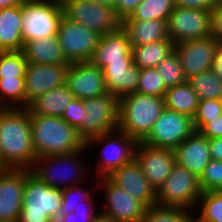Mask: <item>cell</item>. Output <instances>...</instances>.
Returning a JSON list of instances; mask_svg holds the SVG:
<instances>
[{
	"mask_svg": "<svg viewBox=\"0 0 222 222\" xmlns=\"http://www.w3.org/2000/svg\"><path fill=\"white\" fill-rule=\"evenodd\" d=\"M83 188L84 187H81L78 184L69 188L62 189V205L60 214L71 213L74 211V208H78L79 206H85L86 201H92V191ZM78 195H81V197H79Z\"/></svg>",
	"mask_w": 222,
	"mask_h": 222,
	"instance_id": "obj_38",
	"label": "cell"
},
{
	"mask_svg": "<svg viewBox=\"0 0 222 222\" xmlns=\"http://www.w3.org/2000/svg\"><path fill=\"white\" fill-rule=\"evenodd\" d=\"M174 8V0H142L131 15L124 20L168 21Z\"/></svg>",
	"mask_w": 222,
	"mask_h": 222,
	"instance_id": "obj_31",
	"label": "cell"
},
{
	"mask_svg": "<svg viewBox=\"0 0 222 222\" xmlns=\"http://www.w3.org/2000/svg\"><path fill=\"white\" fill-rule=\"evenodd\" d=\"M174 5L180 8L211 11L215 7L216 2L214 0H174Z\"/></svg>",
	"mask_w": 222,
	"mask_h": 222,
	"instance_id": "obj_45",
	"label": "cell"
},
{
	"mask_svg": "<svg viewBox=\"0 0 222 222\" xmlns=\"http://www.w3.org/2000/svg\"><path fill=\"white\" fill-rule=\"evenodd\" d=\"M84 101L82 99L74 97L73 100L66 106L65 112L61 118L69 125L76 128L78 134L82 138V120L86 113L84 112Z\"/></svg>",
	"mask_w": 222,
	"mask_h": 222,
	"instance_id": "obj_41",
	"label": "cell"
},
{
	"mask_svg": "<svg viewBox=\"0 0 222 222\" xmlns=\"http://www.w3.org/2000/svg\"><path fill=\"white\" fill-rule=\"evenodd\" d=\"M199 181L203 192L222 191V161L211 159Z\"/></svg>",
	"mask_w": 222,
	"mask_h": 222,
	"instance_id": "obj_40",
	"label": "cell"
},
{
	"mask_svg": "<svg viewBox=\"0 0 222 222\" xmlns=\"http://www.w3.org/2000/svg\"><path fill=\"white\" fill-rule=\"evenodd\" d=\"M94 1L115 8L117 0H94Z\"/></svg>",
	"mask_w": 222,
	"mask_h": 222,
	"instance_id": "obj_51",
	"label": "cell"
},
{
	"mask_svg": "<svg viewBox=\"0 0 222 222\" xmlns=\"http://www.w3.org/2000/svg\"><path fill=\"white\" fill-rule=\"evenodd\" d=\"M30 127L37 158L68 154L86 146L77 129L61 117L30 114Z\"/></svg>",
	"mask_w": 222,
	"mask_h": 222,
	"instance_id": "obj_2",
	"label": "cell"
},
{
	"mask_svg": "<svg viewBox=\"0 0 222 222\" xmlns=\"http://www.w3.org/2000/svg\"><path fill=\"white\" fill-rule=\"evenodd\" d=\"M167 88L174 87L187 81L177 53L173 51L156 67Z\"/></svg>",
	"mask_w": 222,
	"mask_h": 222,
	"instance_id": "obj_36",
	"label": "cell"
},
{
	"mask_svg": "<svg viewBox=\"0 0 222 222\" xmlns=\"http://www.w3.org/2000/svg\"><path fill=\"white\" fill-rule=\"evenodd\" d=\"M165 109L164 97L137 92L119 99L118 129L142 142Z\"/></svg>",
	"mask_w": 222,
	"mask_h": 222,
	"instance_id": "obj_3",
	"label": "cell"
},
{
	"mask_svg": "<svg viewBox=\"0 0 222 222\" xmlns=\"http://www.w3.org/2000/svg\"><path fill=\"white\" fill-rule=\"evenodd\" d=\"M93 222H116L112 217H109L108 215L98 212V214L95 216V219Z\"/></svg>",
	"mask_w": 222,
	"mask_h": 222,
	"instance_id": "obj_50",
	"label": "cell"
},
{
	"mask_svg": "<svg viewBox=\"0 0 222 222\" xmlns=\"http://www.w3.org/2000/svg\"><path fill=\"white\" fill-rule=\"evenodd\" d=\"M24 0H0V10L4 8H10L14 6H19Z\"/></svg>",
	"mask_w": 222,
	"mask_h": 222,
	"instance_id": "obj_49",
	"label": "cell"
},
{
	"mask_svg": "<svg viewBox=\"0 0 222 222\" xmlns=\"http://www.w3.org/2000/svg\"><path fill=\"white\" fill-rule=\"evenodd\" d=\"M101 185L105 193L104 209L100 212L112 217L116 222H136L142 220L147 207L112 183L107 177L99 179L98 187ZM106 208V209H105Z\"/></svg>",
	"mask_w": 222,
	"mask_h": 222,
	"instance_id": "obj_14",
	"label": "cell"
},
{
	"mask_svg": "<svg viewBox=\"0 0 222 222\" xmlns=\"http://www.w3.org/2000/svg\"><path fill=\"white\" fill-rule=\"evenodd\" d=\"M174 42L169 38L149 44L132 47L133 64L139 69L155 68L174 51Z\"/></svg>",
	"mask_w": 222,
	"mask_h": 222,
	"instance_id": "obj_28",
	"label": "cell"
},
{
	"mask_svg": "<svg viewBox=\"0 0 222 222\" xmlns=\"http://www.w3.org/2000/svg\"><path fill=\"white\" fill-rule=\"evenodd\" d=\"M175 162L200 177L211 161L209 139L194 131L174 149Z\"/></svg>",
	"mask_w": 222,
	"mask_h": 222,
	"instance_id": "obj_22",
	"label": "cell"
},
{
	"mask_svg": "<svg viewBox=\"0 0 222 222\" xmlns=\"http://www.w3.org/2000/svg\"><path fill=\"white\" fill-rule=\"evenodd\" d=\"M122 28L128 33L132 47L169 39L167 21L123 20Z\"/></svg>",
	"mask_w": 222,
	"mask_h": 222,
	"instance_id": "obj_25",
	"label": "cell"
},
{
	"mask_svg": "<svg viewBox=\"0 0 222 222\" xmlns=\"http://www.w3.org/2000/svg\"><path fill=\"white\" fill-rule=\"evenodd\" d=\"M211 36L222 44V7L218 3L211 10Z\"/></svg>",
	"mask_w": 222,
	"mask_h": 222,
	"instance_id": "obj_43",
	"label": "cell"
},
{
	"mask_svg": "<svg viewBox=\"0 0 222 222\" xmlns=\"http://www.w3.org/2000/svg\"><path fill=\"white\" fill-rule=\"evenodd\" d=\"M203 193L199 177L177 163L156 191L157 205L184 207L194 211Z\"/></svg>",
	"mask_w": 222,
	"mask_h": 222,
	"instance_id": "obj_7",
	"label": "cell"
},
{
	"mask_svg": "<svg viewBox=\"0 0 222 222\" xmlns=\"http://www.w3.org/2000/svg\"><path fill=\"white\" fill-rule=\"evenodd\" d=\"M142 0H117L115 11L118 17L123 21L129 17L134 9L139 5Z\"/></svg>",
	"mask_w": 222,
	"mask_h": 222,
	"instance_id": "obj_46",
	"label": "cell"
},
{
	"mask_svg": "<svg viewBox=\"0 0 222 222\" xmlns=\"http://www.w3.org/2000/svg\"><path fill=\"white\" fill-rule=\"evenodd\" d=\"M217 3L222 7V0H219Z\"/></svg>",
	"mask_w": 222,
	"mask_h": 222,
	"instance_id": "obj_53",
	"label": "cell"
},
{
	"mask_svg": "<svg viewBox=\"0 0 222 222\" xmlns=\"http://www.w3.org/2000/svg\"><path fill=\"white\" fill-rule=\"evenodd\" d=\"M27 65L22 51L0 52V78L25 77Z\"/></svg>",
	"mask_w": 222,
	"mask_h": 222,
	"instance_id": "obj_35",
	"label": "cell"
},
{
	"mask_svg": "<svg viewBox=\"0 0 222 222\" xmlns=\"http://www.w3.org/2000/svg\"><path fill=\"white\" fill-rule=\"evenodd\" d=\"M107 178L147 208L157 205L156 190L145 177L136 158L114 170Z\"/></svg>",
	"mask_w": 222,
	"mask_h": 222,
	"instance_id": "obj_18",
	"label": "cell"
},
{
	"mask_svg": "<svg viewBox=\"0 0 222 222\" xmlns=\"http://www.w3.org/2000/svg\"><path fill=\"white\" fill-rule=\"evenodd\" d=\"M61 205L62 190L48 186L25 169L23 205L17 222H55Z\"/></svg>",
	"mask_w": 222,
	"mask_h": 222,
	"instance_id": "obj_4",
	"label": "cell"
},
{
	"mask_svg": "<svg viewBox=\"0 0 222 222\" xmlns=\"http://www.w3.org/2000/svg\"><path fill=\"white\" fill-rule=\"evenodd\" d=\"M86 150L87 148L85 146L78 151L68 154L36 158L30 171L41 182L54 188L62 190L78 185L80 184L79 181H83V177L85 176V170L83 169L85 168L83 165L84 162H81L79 157L82 153H85L84 151Z\"/></svg>",
	"mask_w": 222,
	"mask_h": 222,
	"instance_id": "obj_5",
	"label": "cell"
},
{
	"mask_svg": "<svg viewBox=\"0 0 222 222\" xmlns=\"http://www.w3.org/2000/svg\"><path fill=\"white\" fill-rule=\"evenodd\" d=\"M97 143L103 146L95 171L100 178L109 176L117 168L132 161L138 144L134 138L119 129L95 136L85 145L88 149Z\"/></svg>",
	"mask_w": 222,
	"mask_h": 222,
	"instance_id": "obj_9",
	"label": "cell"
},
{
	"mask_svg": "<svg viewBox=\"0 0 222 222\" xmlns=\"http://www.w3.org/2000/svg\"><path fill=\"white\" fill-rule=\"evenodd\" d=\"M26 108L25 77L0 78V107Z\"/></svg>",
	"mask_w": 222,
	"mask_h": 222,
	"instance_id": "obj_32",
	"label": "cell"
},
{
	"mask_svg": "<svg viewBox=\"0 0 222 222\" xmlns=\"http://www.w3.org/2000/svg\"><path fill=\"white\" fill-rule=\"evenodd\" d=\"M165 108L185 114L191 118L194 117L199 98L192 87L186 81L166 90Z\"/></svg>",
	"mask_w": 222,
	"mask_h": 222,
	"instance_id": "obj_29",
	"label": "cell"
},
{
	"mask_svg": "<svg viewBox=\"0 0 222 222\" xmlns=\"http://www.w3.org/2000/svg\"><path fill=\"white\" fill-rule=\"evenodd\" d=\"M168 88L156 68H141L137 93L164 97Z\"/></svg>",
	"mask_w": 222,
	"mask_h": 222,
	"instance_id": "obj_37",
	"label": "cell"
},
{
	"mask_svg": "<svg viewBox=\"0 0 222 222\" xmlns=\"http://www.w3.org/2000/svg\"><path fill=\"white\" fill-rule=\"evenodd\" d=\"M65 84L74 97L82 100L108 93L103 71L91 62L70 63Z\"/></svg>",
	"mask_w": 222,
	"mask_h": 222,
	"instance_id": "obj_16",
	"label": "cell"
},
{
	"mask_svg": "<svg viewBox=\"0 0 222 222\" xmlns=\"http://www.w3.org/2000/svg\"><path fill=\"white\" fill-rule=\"evenodd\" d=\"M84 120H82V139L85 143L103 133L118 129L119 99L111 93L84 99Z\"/></svg>",
	"mask_w": 222,
	"mask_h": 222,
	"instance_id": "obj_10",
	"label": "cell"
},
{
	"mask_svg": "<svg viewBox=\"0 0 222 222\" xmlns=\"http://www.w3.org/2000/svg\"><path fill=\"white\" fill-rule=\"evenodd\" d=\"M5 169H7V168L2 164V160L0 158V171H3Z\"/></svg>",
	"mask_w": 222,
	"mask_h": 222,
	"instance_id": "obj_52",
	"label": "cell"
},
{
	"mask_svg": "<svg viewBox=\"0 0 222 222\" xmlns=\"http://www.w3.org/2000/svg\"><path fill=\"white\" fill-rule=\"evenodd\" d=\"M187 82L197 94L199 100H222V80L212 70L191 76L187 79Z\"/></svg>",
	"mask_w": 222,
	"mask_h": 222,
	"instance_id": "obj_30",
	"label": "cell"
},
{
	"mask_svg": "<svg viewBox=\"0 0 222 222\" xmlns=\"http://www.w3.org/2000/svg\"><path fill=\"white\" fill-rule=\"evenodd\" d=\"M73 98L74 95L64 84L36 97L28 104L27 109L29 114L61 117Z\"/></svg>",
	"mask_w": 222,
	"mask_h": 222,
	"instance_id": "obj_27",
	"label": "cell"
},
{
	"mask_svg": "<svg viewBox=\"0 0 222 222\" xmlns=\"http://www.w3.org/2000/svg\"><path fill=\"white\" fill-rule=\"evenodd\" d=\"M0 158L9 169L32 168L37 157L27 108H0Z\"/></svg>",
	"mask_w": 222,
	"mask_h": 222,
	"instance_id": "obj_1",
	"label": "cell"
},
{
	"mask_svg": "<svg viewBox=\"0 0 222 222\" xmlns=\"http://www.w3.org/2000/svg\"><path fill=\"white\" fill-rule=\"evenodd\" d=\"M194 131L191 117L165 108L142 143L174 150Z\"/></svg>",
	"mask_w": 222,
	"mask_h": 222,
	"instance_id": "obj_12",
	"label": "cell"
},
{
	"mask_svg": "<svg viewBox=\"0 0 222 222\" xmlns=\"http://www.w3.org/2000/svg\"><path fill=\"white\" fill-rule=\"evenodd\" d=\"M168 35L174 44L211 36V11L176 7L168 21Z\"/></svg>",
	"mask_w": 222,
	"mask_h": 222,
	"instance_id": "obj_13",
	"label": "cell"
},
{
	"mask_svg": "<svg viewBox=\"0 0 222 222\" xmlns=\"http://www.w3.org/2000/svg\"><path fill=\"white\" fill-rule=\"evenodd\" d=\"M211 159L222 161V137L209 139Z\"/></svg>",
	"mask_w": 222,
	"mask_h": 222,
	"instance_id": "obj_47",
	"label": "cell"
},
{
	"mask_svg": "<svg viewBox=\"0 0 222 222\" xmlns=\"http://www.w3.org/2000/svg\"><path fill=\"white\" fill-rule=\"evenodd\" d=\"M63 16L68 20L85 25L101 36L116 32L122 27V20L115 8L94 0H60Z\"/></svg>",
	"mask_w": 222,
	"mask_h": 222,
	"instance_id": "obj_8",
	"label": "cell"
},
{
	"mask_svg": "<svg viewBox=\"0 0 222 222\" xmlns=\"http://www.w3.org/2000/svg\"><path fill=\"white\" fill-rule=\"evenodd\" d=\"M219 43L212 36L185 40L174 46L184 76L188 79L201 72L211 70L214 52Z\"/></svg>",
	"mask_w": 222,
	"mask_h": 222,
	"instance_id": "obj_15",
	"label": "cell"
},
{
	"mask_svg": "<svg viewBox=\"0 0 222 222\" xmlns=\"http://www.w3.org/2000/svg\"><path fill=\"white\" fill-rule=\"evenodd\" d=\"M211 70L222 80V44L214 52Z\"/></svg>",
	"mask_w": 222,
	"mask_h": 222,
	"instance_id": "obj_48",
	"label": "cell"
},
{
	"mask_svg": "<svg viewBox=\"0 0 222 222\" xmlns=\"http://www.w3.org/2000/svg\"><path fill=\"white\" fill-rule=\"evenodd\" d=\"M57 37L67 61L75 63L90 62L101 35L63 16L59 23Z\"/></svg>",
	"mask_w": 222,
	"mask_h": 222,
	"instance_id": "obj_11",
	"label": "cell"
},
{
	"mask_svg": "<svg viewBox=\"0 0 222 222\" xmlns=\"http://www.w3.org/2000/svg\"><path fill=\"white\" fill-rule=\"evenodd\" d=\"M69 65L28 63L25 73L26 108L39 95L64 85Z\"/></svg>",
	"mask_w": 222,
	"mask_h": 222,
	"instance_id": "obj_19",
	"label": "cell"
},
{
	"mask_svg": "<svg viewBox=\"0 0 222 222\" xmlns=\"http://www.w3.org/2000/svg\"><path fill=\"white\" fill-rule=\"evenodd\" d=\"M199 132L208 139L222 137V114L206 123Z\"/></svg>",
	"mask_w": 222,
	"mask_h": 222,
	"instance_id": "obj_44",
	"label": "cell"
},
{
	"mask_svg": "<svg viewBox=\"0 0 222 222\" xmlns=\"http://www.w3.org/2000/svg\"><path fill=\"white\" fill-rule=\"evenodd\" d=\"M25 169L0 171V222H17L23 205Z\"/></svg>",
	"mask_w": 222,
	"mask_h": 222,
	"instance_id": "obj_20",
	"label": "cell"
},
{
	"mask_svg": "<svg viewBox=\"0 0 222 222\" xmlns=\"http://www.w3.org/2000/svg\"><path fill=\"white\" fill-rule=\"evenodd\" d=\"M92 202L86 201L85 206L74 208V211L68 214H60L55 222H93L98 213L96 212L97 206ZM95 208L96 210H94Z\"/></svg>",
	"mask_w": 222,
	"mask_h": 222,
	"instance_id": "obj_42",
	"label": "cell"
},
{
	"mask_svg": "<svg viewBox=\"0 0 222 222\" xmlns=\"http://www.w3.org/2000/svg\"><path fill=\"white\" fill-rule=\"evenodd\" d=\"M135 158L156 191L165 182L176 163L173 149L152 147L142 142L137 144Z\"/></svg>",
	"mask_w": 222,
	"mask_h": 222,
	"instance_id": "obj_17",
	"label": "cell"
},
{
	"mask_svg": "<svg viewBox=\"0 0 222 222\" xmlns=\"http://www.w3.org/2000/svg\"><path fill=\"white\" fill-rule=\"evenodd\" d=\"M196 208L200 214L193 217L194 222H222V191L203 192Z\"/></svg>",
	"mask_w": 222,
	"mask_h": 222,
	"instance_id": "obj_33",
	"label": "cell"
},
{
	"mask_svg": "<svg viewBox=\"0 0 222 222\" xmlns=\"http://www.w3.org/2000/svg\"><path fill=\"white\" fill-rule=\"evenodd\" d=\"M102 71L108 92L118 99L137 91L140 69L133 63H109Z\"/></svg>",
	"mask_w": 222,
	"mask_h": 222,
	"instance_id": "obj_23",
	"label": "cell"
},
{
	"mask_svg": "<svg viewBox=\"0 0 222 222\" xmlns=\"http://www.w3.org/2000/svg\"><path fill=\"white\" fill-rule=\"evenodd\" d=\"M21 13L22 37L26 43L57 35L63 8L60 0H24Z\"/></svg>",
	"mask_w": 222,
	"mask_h": 222,
	"instance_id": "obj_6",
	"label": "cell"
},
{
	"mask_svg": "<svg viewBox=\"0 0 222 222\" xmlns=\"http://www.w3.org/2000/svg\"><path fill=\"white\" fill-rule=\"evenodd\" d=\"M90 62L101 70L109 63H133L128 33L121 27L116 32L101 36Z\"/></svg>",
	"mask_w": 222,
	"mask_h": 222,
	"instance_id": "obj_21",
	"label": "cell"
},
{
	"mask_svg": "<svg viewBox=\"0 0 222 222\" xmlns=\"http://www.w3.org/2000/svg\"><path fill=\"white\" fill-rule=\"evenodd\" d=\"M192 211L184 207L155 205L147 208L144 222H194Z\"/></svg>",
	"mask_w": 222,
	"mask_h": 222,
	"instance_id": "obj_34",
	"label": "cell"
},
{
	"mask_svg": "<svg viewBox=\"0 0 222 222\" xmlns=\"http://www.w3.org/2000/svg\"><path fill=\"white\" fill-rule=\"evenodd\" d=\"M222 114V100L206 99L199 100L193 119L195 131H199L210 120Z\"/></svg>",
	"mask_w": 222,
	"mask_h": 222,
	"instance_id": "obj_39",
	"label": "cell"
},
{
	"mask_svg": "<svg viewBox=\"0 0 222 222\" xmlns=\"http://www.w3.org/2000/svg\"><path fill=\"white\" fill-rule=\"evenodd\" d=\"M22 52L28 63L70 64L65 58L57 35L24 43Z\"/></svg>",
	"mask_w": 222,
	"mask_h": 222,
	"instance_id": "obj_26",
	"label": "cell"
},
{
	"mask_svg": "<svg viewBox=\"0 0 222 222\" xmlns=\"http://www.w3.org/2000/svg\"><path fill=\"white\" fill-rule=\"evenodd\" d=\"M21 5L0 10V52L22 51Z\"/></svg>",
	"mask_w": 222,
	"mask_h": 222,
	"instance_id": "obj_24",
	"label": "cell"
}]
</instances>
